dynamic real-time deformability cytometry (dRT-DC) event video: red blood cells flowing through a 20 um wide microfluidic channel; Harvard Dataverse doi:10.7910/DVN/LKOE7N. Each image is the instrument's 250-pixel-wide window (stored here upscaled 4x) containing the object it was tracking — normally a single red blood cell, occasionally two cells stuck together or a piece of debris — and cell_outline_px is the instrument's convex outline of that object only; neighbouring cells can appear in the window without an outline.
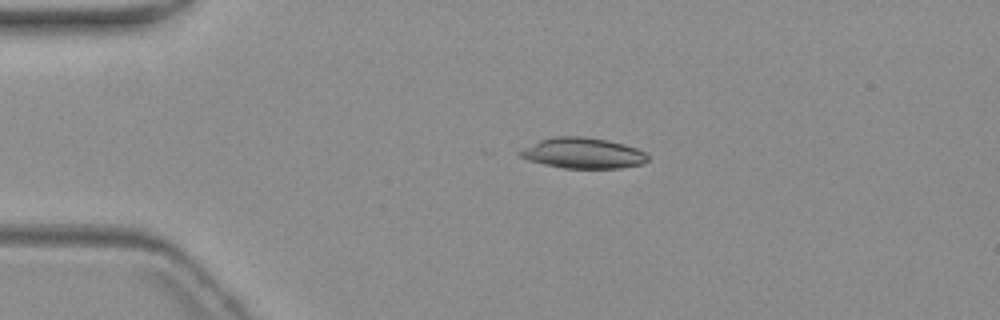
{"species": "common noctule bat (a hibernating species)", "species_latin": "Nyctalus noctula", "temperature_condition": "warm", "stored_images_in_passage": 6, "camera_frame_rate_fps": 3000, "um_per_image_px": 0.085, "animal": {"sex": "female", "body_mass_g": 19.3, "forearm_length_mm": 54.1}, "frame": {"image": 1, "passage_image": 4, "time_ms": 4.0, "image_size_px": [1000, 320], "cell_outline_px": [[648, 160], [644, 164], [620, 168], [564, 168], [544, 164], [528, 160], [520, 156], [516, 152], [540, 140], [556, 136], [584, 136], [608, 140], [624, 144], [648, 152]], "centroid_in_image_um": [49.59, 13.01], "position_along_channel_um": 35.4, "area_um2": 22.95}}